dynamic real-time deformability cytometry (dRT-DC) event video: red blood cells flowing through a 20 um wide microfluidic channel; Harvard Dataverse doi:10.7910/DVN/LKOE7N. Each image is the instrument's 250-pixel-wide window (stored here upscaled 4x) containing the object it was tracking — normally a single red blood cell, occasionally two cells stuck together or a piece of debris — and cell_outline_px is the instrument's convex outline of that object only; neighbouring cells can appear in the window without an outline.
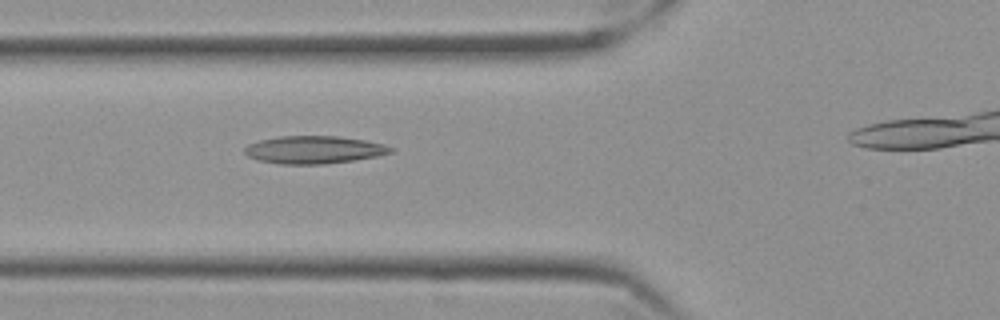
{"species": "Egyptian fruit bat (a non-hibernating species)", "species_latin": "Rousettus aegyptiacus", "temperature_condition": "cold", "stored_images_in_passage": 39, "camera_frame_rate_fps": 3000, "um_per_image_px": 0.085, "frame": {"image": 1, "passage_image": 13, "time_ms": 4.0, "image_size_px": [1000, 320], "cell_outline_px": [[396, 152], [376, 156], [352, 160], [320, 164], [280, 164], [256, 160], [248, 156], [244, 152], [244, 148], [248, 144], [260, 140], [280, 136], [340, 136], [364, 140], [384, 144], [396, 148]], "centroid_in_image_um": [26.7, 12.72], "position_along_channel_um": 99.1, "area_um2": 23.64}}
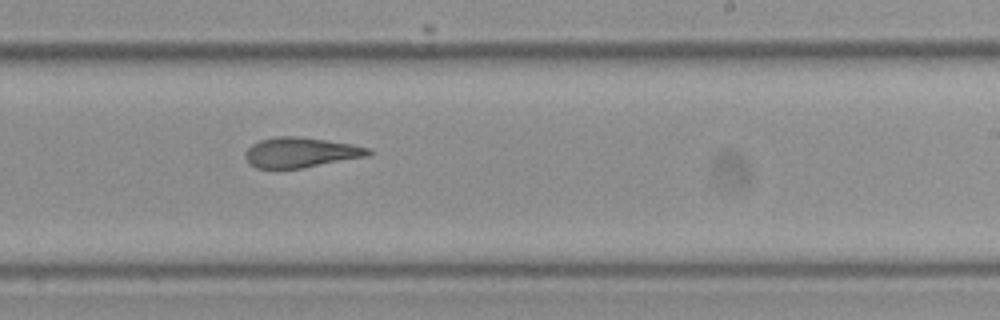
{"frame": {"image": 2, "passage_image": 27, "time_ms": 8.667, "image_size_px": [1000, 320], "cell_outline_px": [[372, 152], [368, 156], [304, 168], [256, 168], [248, 164], [244, 156], [244, 152], [252, 144], [260, 140], [276, 136], [300, 136], [352, 144], [372, 148]], "centroid_in_image_um": [25.56, 12.96], "position_along_channel_um": 263.4, "area_um2": 21.85}}
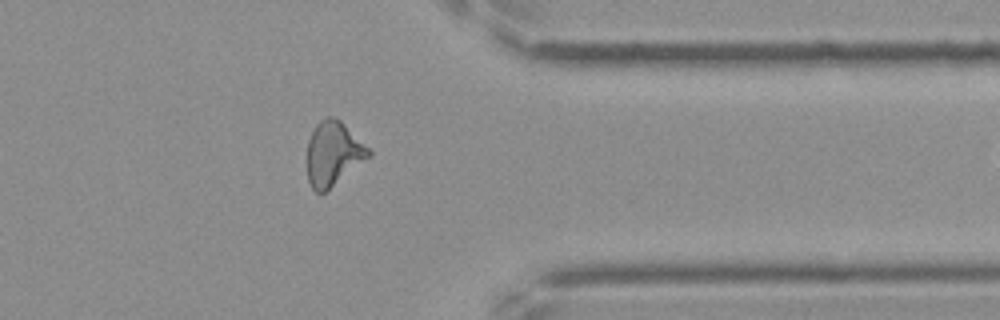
{"frame": {"image": 3, "passage_image": 38, "time_ms": 12.333, "image_size_px": [1000, 320], "cell_outline_px": [[372, 156], [324, 192], [316, 192], [312, 188], [308, 180], [308, 140], [316, 124], [320, 120], [328, 116], [340, 120], [372, 152]], "centroid_in_image_um": [28.33, 13.06], "position_along_channel_um": 383.1, "area_um2": 22.6}}